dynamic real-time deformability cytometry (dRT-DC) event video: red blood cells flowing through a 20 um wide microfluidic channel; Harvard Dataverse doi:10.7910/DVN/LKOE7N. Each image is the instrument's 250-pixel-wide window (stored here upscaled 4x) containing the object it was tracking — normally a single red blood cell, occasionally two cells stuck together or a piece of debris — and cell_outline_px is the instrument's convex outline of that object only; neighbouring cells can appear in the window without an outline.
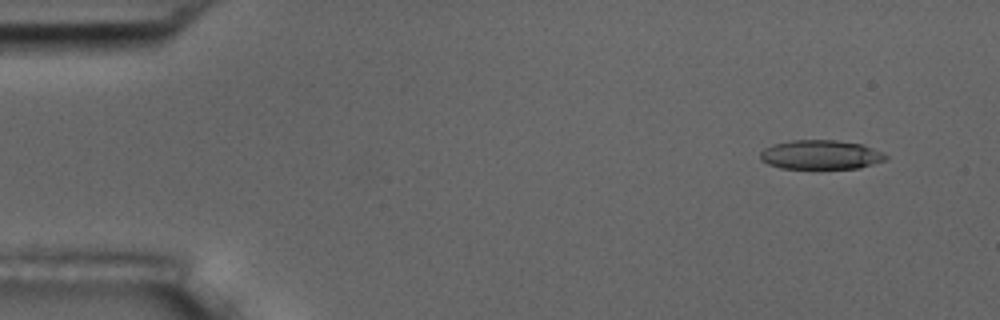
{"species": "common noctule bat (a hibernating species)", "species_latin": "Nyctalus noctula", "temperature_condition": "room temperature", "stored_images_in_passage": 7, "camera_frame_rate_fps": 3000, "um_per_image_px": 0.085, "animal": {"sex": "male", "body_mass_g": 17.5, "forearm_length_mm": 52.3}, "frame": {"image": 1, "passage_image": 2, "time_ms": 0.333, "image_size_px": [1000, 320], "cell_outline_px": [[888, 160], [860, 168], [780, 168], [768, 164], [760, 160], [760, 152], [764, 148], [772, 144], [792, 140], [836, 140], [860, 144], [872, 148], [888, 156]], "centroid_in_image_um": [69.74, 13.15], "position_along_channel_um": 15.3, "area_um2": 21.39}}
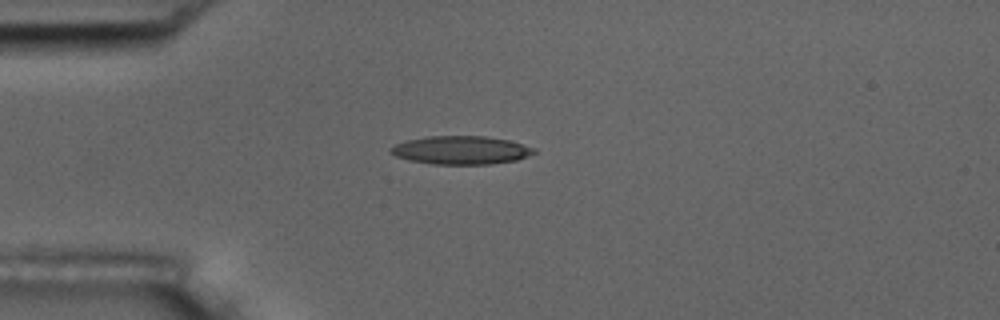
{"frame": {"image": 2, "passage_image": 5, "time_ms": 1.333, "image_size_px": [1000, 320], "cell_outline_px": [[536, 152], [528, 156], [516, 160], [492, 164], [436, 164], [408, 160], [396, 156], [388, 152], [388, 148], [404, 140], [424, 136], [484, 136], [508, 140], [536, 148]], "centroid_in_image_um": [39.15, 12.76], "position_along_channel_um": 45.9, "area_um2": 23.81}}
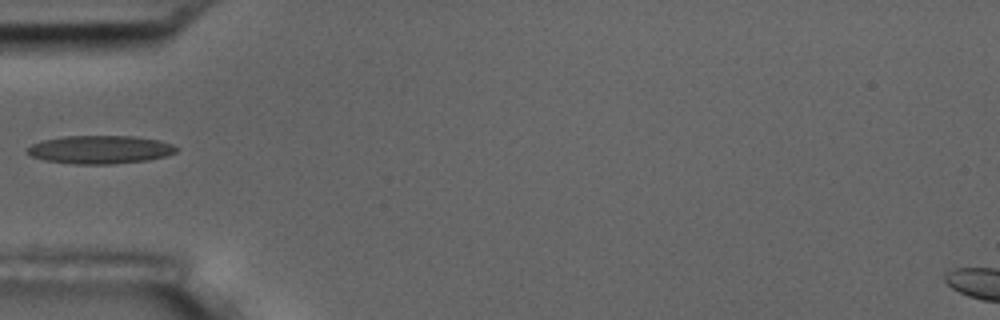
{"frame": {"image": 3, "passage_image": 6, "time_ms": 1.667, "image_size_px": [1000, 320], "cell_outline_px": [[180, 148], [176, 152], [164, 156], [148, 160], [112, 164], [76, 164], [44, 160], [32, 156], [24, 152], [24, 148], [40, 140], [64, 136], [136, 136], [160, 140], [172, 144]], "centroid_in_image_um": [8.48, 12.71], "position_along_channel_um": 76.5, "area_um2": 24.8}}